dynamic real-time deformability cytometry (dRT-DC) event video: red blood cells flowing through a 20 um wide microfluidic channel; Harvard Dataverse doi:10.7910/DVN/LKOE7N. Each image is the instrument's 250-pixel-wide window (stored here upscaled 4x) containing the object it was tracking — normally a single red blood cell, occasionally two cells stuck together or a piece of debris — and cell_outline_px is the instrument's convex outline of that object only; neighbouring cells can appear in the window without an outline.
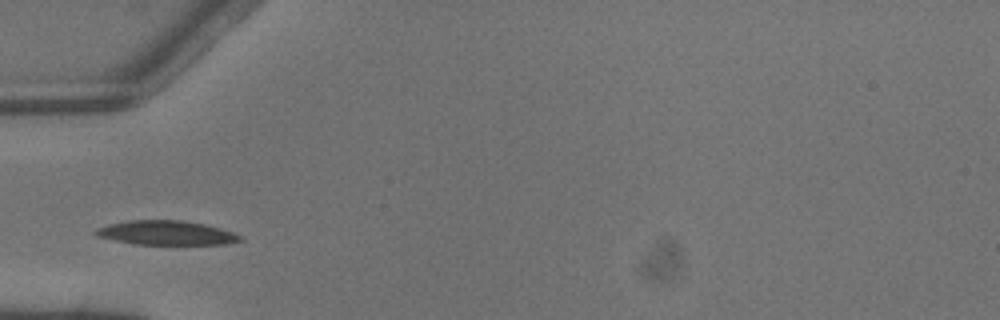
{"species": "common noctule bat (a hibernating species)", "species_latin": "Nyctalus noctula", "temperature_condition": "warm", "stored_images_in_passage": 3, "camera_frame_rate_fps": 3000, "um_per_image_px": 0.085, "animal": {"sex": "male", "body_mass_g": 13.3}, "frame": {"image": 1, "passage_image": 2, "time_ms": 0.333, "image_size_px": [1000, 320], "cell_outline_px": [[244, 240], [228, 244], [132, 244], [100, 236], [92, 232], [96, 228], [108, 224], [128, 220], [180, 220], [204, 224], [220, 228], [232, 232], [240, 236]], "centroid_in_image_um": [14.13, 19.79], "position_along_channel_um": 70.9, "area_um2": 20.29}}
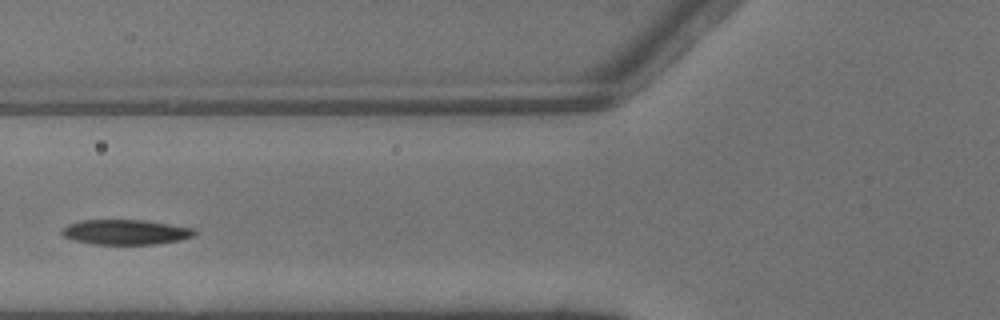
{"frame": {"image": 2, "passage_image": 3, "time_ms": 0.667, "image_size_px": [1000, 320], "cell_outline_px": [[196, 236], [180, 240], [156, 244], [92, 244], [72, 240], [64, 236], [60, 232], [68, 224], [80, 220], [144, 220], [192, 228], [196, 232]], "centroid_in_image_um": [10.66, 19.73], "position_along_channel_um": 115.1, "area_um2": 19.31}}